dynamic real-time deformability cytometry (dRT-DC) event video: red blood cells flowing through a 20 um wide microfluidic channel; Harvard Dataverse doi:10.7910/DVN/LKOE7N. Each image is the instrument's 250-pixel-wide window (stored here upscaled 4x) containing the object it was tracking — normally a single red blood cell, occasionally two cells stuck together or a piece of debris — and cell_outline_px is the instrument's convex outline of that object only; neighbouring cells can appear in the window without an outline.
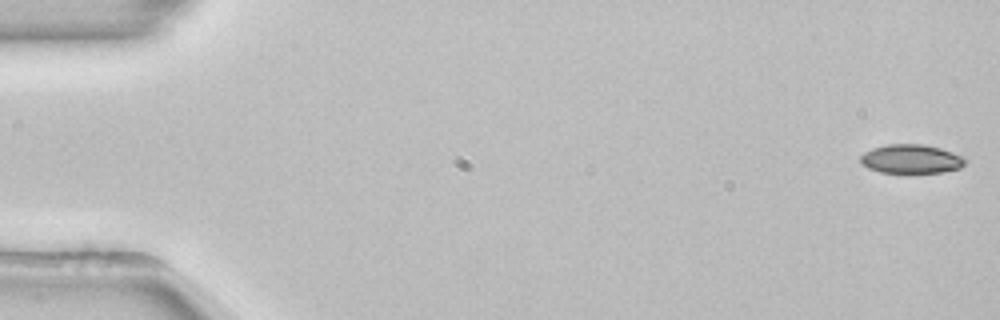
{"species": "common noctule bat (a hibernating species)", "species_latin": "Nyctalus noctula", "temperature_condition": "room temperature", "stored_images_in_passage": 54, "camera_frame_rate_fps": 3000, "um_per_image_px": 0.085, "animal": {"sex": "female", "body_mass_g": 22.7, "forearm_length_mm": 54.2}, "frame": {"image": 1, "passage_image": 1, "time_ms": 0.0, "image_size_px": [1000, 320], "cell_outline_px": [[968, 160], [960, 168], [944, 172], [880, 172], [868, 168], [860, 160], [860, 156], [864, 152], [872, 148], [888, 144], [920, 144], [940, 148], [960, 156]], "centroid_in_image_um": [77.43, 13.51], "position_along_channel_um": 7.6, "area_um2": 17.4}}
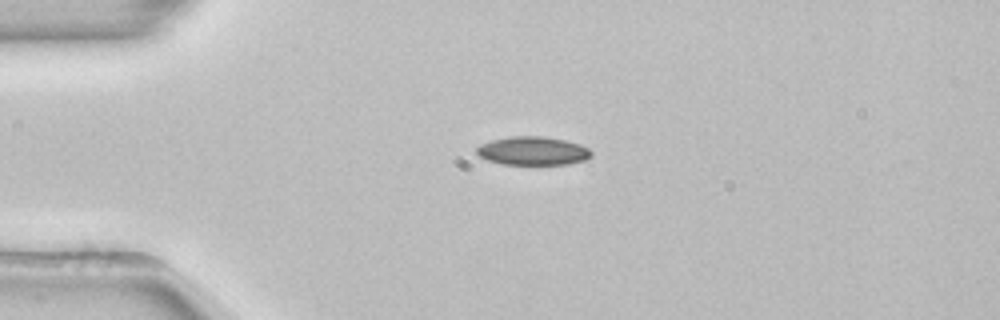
{"frame": {"image": 2, "passage_image": 13, "time_ms": 4.0, "image_size_px": [1000, 320], "cell_outline_px": [[592, 156], [588, 160], [568, 164], [504, 164], [488, 160], [480, 156], [476, 152], [476, 148], [480, 144], [492, 140], [512, 136], [544, 136], [564, 140], [580, 144], [588, 148], [592, 152]], "centroid_in_image_um": [45.33, 12.82], "position_along_channel_um": 39.7, "area_um2": 19.07}}
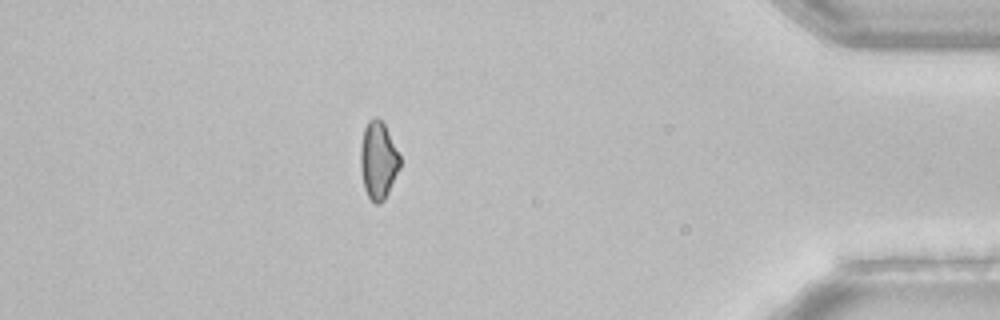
{"frame": {"image": 3, "passage_image": 47, "time_ms": 15.333, "image_size_px": [1000, 320], "cell_outline_px": [[400, 168], [384, 200], [380, 204], [376, 204], [368, 196], [364, 188], [360, 164], [360, 148], [364, 128], [368, 120], [376, 116], [384, 124], [400, 156]], "centroid_in_image_um": [32.14, 13.63], "position_along_channel_um": 403.1, "area_um2": 17.69}, "authors_computed_cell_mechanics": {"area_um2": 18.2359, "velocity_mm_per_s": 3.8614, "shape_relaxation_time_tau1_ms": 6.0472, "shape_relaxation_time_tau2_ms": null, "deformation_change_tau1": 0.0997, "deformation_change_tau2": null}}